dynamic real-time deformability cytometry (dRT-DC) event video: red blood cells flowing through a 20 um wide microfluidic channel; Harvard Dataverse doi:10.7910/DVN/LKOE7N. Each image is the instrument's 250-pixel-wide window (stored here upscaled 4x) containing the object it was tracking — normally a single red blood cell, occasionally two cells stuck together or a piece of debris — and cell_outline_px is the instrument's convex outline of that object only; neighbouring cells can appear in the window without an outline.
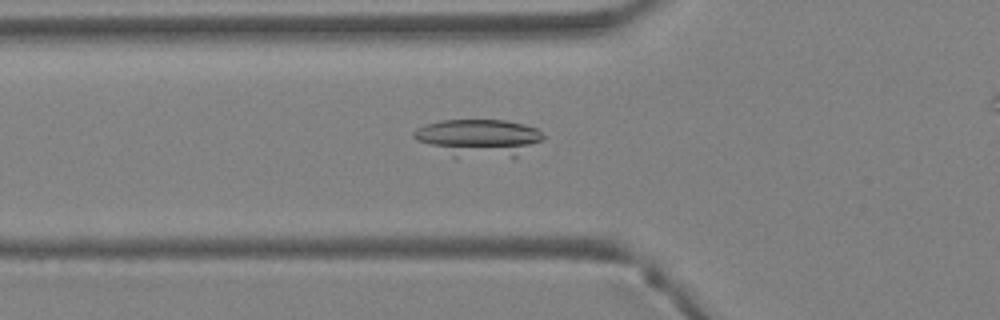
{"species": "Egyptian fruit bat (a non-hibernating species)", "species_latin": "Rousettus aegyptiacus", "temperature_condition": "warm", "stored_images_in_passage": 25, "camera_frame_rate_fps": 3000, "um_per_image_px": 0.085, "animal": {"sex": "female"}, "frame": {"image": 1, "passage_image": 3, "time_ms": 0.667, "image_size_px": [1000, 320], "cell_outline_px": [[544, 136], [540, 140], [516, 156], [456, 160], [416, 140], [412, 136], [412, 132], [416, 128], [424, 124], [440, 120], [504, 120], [524, 124], [536, 128]], "centroid_in_image_um": [40.58, 11.74], "position_along_channel_um": 85.2, "area_um2": 28.67}}
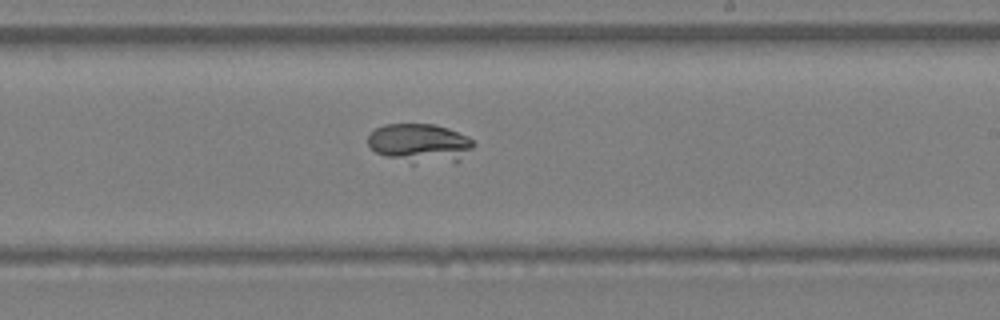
{"frame": {"image": 2, "passage_image": 13, "time_ms": 4.0, "image_size_px": [1000, 320], "cell_outline_px": [[476, 144], [456, 164], [412, 164], [384, 156], [376, 152], [368, 144], [368, 136], [376, 128], [384, 124], [436, 124], [448, 128], [468, 136]], "centroid_in_image_um": [35.73, 12.2], "position_along_channel_um": 253.3, "area_um2": 24.62}}
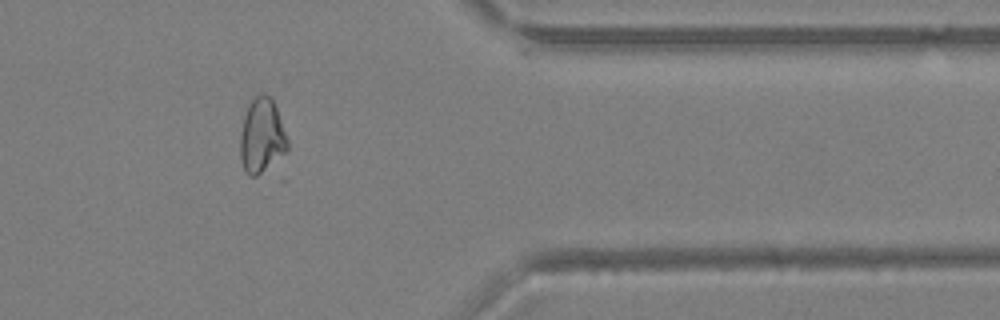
{"frame": {"image": 3, "passage_image": 22, "time_ms": 7.0, "image_size_px": [1000, 320], "cell_outline_px": [[288, 152], [256, 176], [248, 176], [244, 168], [240, 156], [240, 132], [244, 116], [248, 104], [260, 92], [264, 92], [272, 96], [288, 140]], "centroid_in_image_um": [22.26, 11.51], "position_along_channel_um": 389.1, "area_um2": 20.75}}